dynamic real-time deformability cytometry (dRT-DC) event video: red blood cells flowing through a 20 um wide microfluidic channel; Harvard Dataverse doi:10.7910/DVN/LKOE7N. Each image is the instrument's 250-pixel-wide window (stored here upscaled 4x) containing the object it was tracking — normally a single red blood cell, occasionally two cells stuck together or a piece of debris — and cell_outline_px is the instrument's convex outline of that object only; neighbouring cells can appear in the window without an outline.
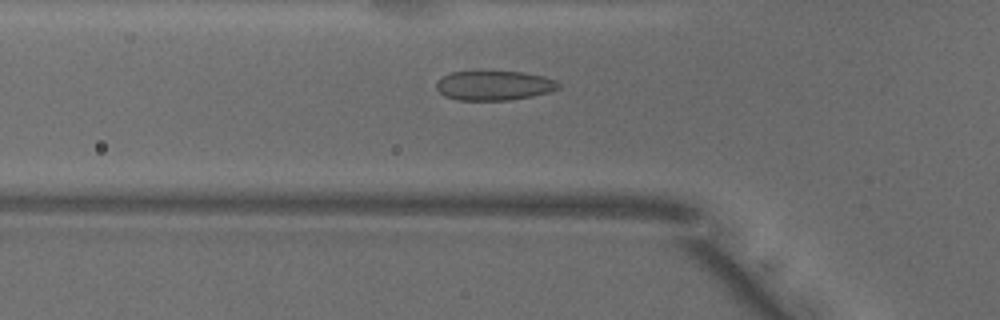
{"species": "common noctule bat (a hibernating species)", "species_latin": "Nyctalus noctula", "temperature_condition": "warm", "stored_images_in_passage": 40, "camera_frame_rate_fps": 3000, "um_per_image_px": 0.085, "animal": {"sex": "male", "body_mass_g": 18.8}, "frame": {"image": 1, "passage_image": 16, "time_ms": 5.0, "image_size_px": [1000, 320], "cell_outline_px": [[560, 88], [548, 92], [532, 96], [508, 100], [460, 100], [444, 96], [436, 88], [436, 84], [444, 76], [452, 72], [484, 68], [524, 72], [544, 76], [556, 80], [560, 84]], "centroid_in_image_um": [42.0, 7.21], "position_along_channel_um": 83.8, "area_um2": 21.85}}
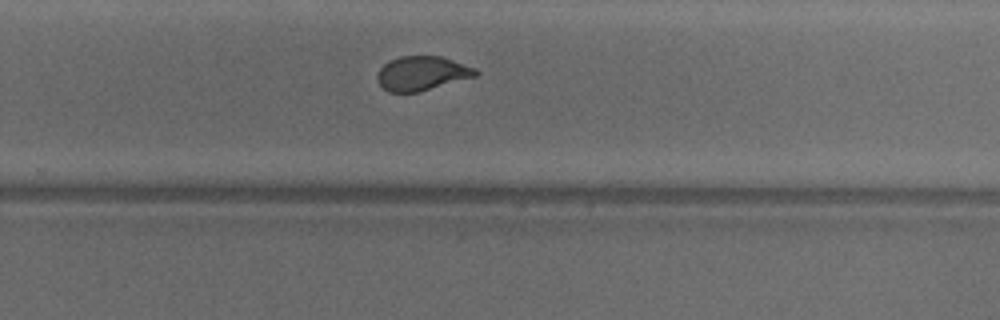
{"frame": {"image": 2, "passage_image": 32, "time_ms": 10.333, "image_size_px": [1000, 320], "cell_outline_px": [[480, 72], [476, 76], [416, 92], [388, 92], [380, 84], [376, 76], [380, 68], [388, 60], [400, 56], [440, 56], [476, 68]], "centroid_in_image_um": [35.85, 6.22], "position_along_channel_um": 294.0, "area_um2": 19.42}}
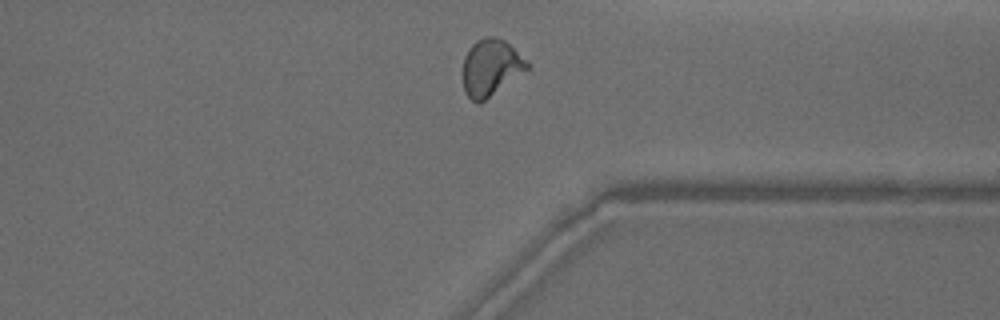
{"frame": {"image": 3, "passage_image": 38, "time_ms": 12.333, "image_size_px": [1000, 320], "cell_outline_px": [[532, 68], [480, 104], [476, 104], [464, 92], [464, 56], [468, 48], [476, 40], [484, 36], [492, 36], [504, 40]], "centroid_in_image_um": [41.71, 5.77], "position_along_channel_um": 369.7, "area_um2": 21.27}}